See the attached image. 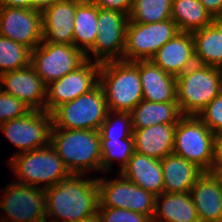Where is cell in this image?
<instances>
[{
  "label": "cell",
  "instance_id": "obj_1",
  "mask_svg": "<svg viewBox=\"0 0 222 222\" xmlns=\"http://www.w3.org/2000/svg\"><path fill=\"white\" fill-rule=\"evenodd\" d=\"M83 176L84 174H71L58 184L44 190L46 218L53 217L49 222H83L97 217L99 206L97 178L85 179Z\"/></svg>",
  "mask_w": 222,
  "mask_h": 222
},
{
  "label": "cell",
  "instance_id": "obj_2",
  "mask_svg": "<svg viewBox=\"0 0 222 222\" xmlns=\"http://www.w3.org/2000/svg\"><path fill=\"white\" fill-rule=\"evenodd\" d=\"M99 85L103 89L109 111L130 113L143 100L138 61L102 62Z\"/></svg>",
  "mask_w": 222,
  "mask_h": 222
},
{
  "label": "cell",
  "instance_id": "obj_3",
  "mask_svg": "<svg viewBox=\"0 0 222 222\" xmlns=\"http://www.w3.org/2000/svg\"><path fill=\"white\" fill-rule=\"evenodd\" d=\"M50 144L71 174L101 171L99 131L51 128Z\"/></svg>",
  "mask_w": 222,
  "mask_h": 222
},
{
  "label": "cell",
  "instance_id": "obj_4",
  "mask_svg": "<svg viewBox=\"0 0 222 222\" xmlns=\"http://www.w3.org/2000/svg\"><path fill=\"white\" fill-rule=\"evenodd\" d=\"M176 87L181 114L197 116L222 92V68L195 64L176 77Z\"/></svg>",
  "mask_w": 222,
  "mask_h": 222
},
{
  "label": "cell",
  "instance_id": "obj_5",
  "mask_svg": "<svg viewBox=\"0 0 222 222\" xmlns=\"http://www.w3.org/2000/svg\"><path fill=\"white\" fill-rule=\"evenodd\" d=\"M10 159L8 164L12 167L13 173L17 174L20 180L18 183L24 185L45 190L71 175L51 144L14 154Z\"/></svg>",
  "mask_w": 222,
  "mask_h": 222
},
{
  "label": "cell",
  "instance_id": "obj_6",
  "mask_svg": "<svg viewBox=\"0 0 222 222\" xmlns=\"http://www.w3.org/2000/svg\"><path fill=\"white\" fill-rule=\"evenodd\" d=\"M216 135L197 117L183 115L176 126L172 153L211 172Z\"/></svg>",
  "mask_w": 222,
  "mask_h": 222
},
{
  "label": "cell",
  "instance_id": "obj_7",
  "mask_svg": "<svg viewBox=\"0 0 222 222\" xmlns=\"http://www.w3.org/2000/svg\"><path fill=\"white\" fill-rule=\"evenodd\" d=\"M108 111L103 89L98 84L90 92L56 107L51 112L52 128L99 131Z\"/></svg>",
  "mask_w": 222,
  "mask_h": 222
},
{
  "label": "cell",
  "instance_id": "obj_8",
  "mask_svg": "<svg viewBox=\"0 0 222 222\" xmlns=\"http://www.w3.org/2000/svg\"><path fill=\"white\" fill-rule=\"evenodd\" d=\"M87 60L86 54L73 44L41 42L31 50V65L48 86Z\"/></svg>",
  "mask_w": 222,
  "mask_h": 222
},
{
  "label": "cell",
  "instance_id": "obj_9",
  "mask_svg": "<svg viewBox=\"0 0 222 222\" xmlns=\"http://www.w3.org/2000/svg\"><path fill=\"white\" fill-rule=\"evenodd\" d=\"M178 32L177 25L172 19L155 23L128 22L123 60H150Z\"/></svg>",
  "mask_w": 222,
  "mask_h": 222
},
{
  "label": "cell",
  "instance_id": "obj_10",
  "mask_svg": "<svg viewBox=\"0 0 222 222\" xmlns=\"http://www.w3.org/2000/svg\"><path fill=\"white\" fill-rule=\"evenodd\" d=\"M13 181L3 189L5 197L0 208L6 213L0 222H44L46 218V194L44 189Z\"/></svg>",
  "mask_w": 222,
  "mask_h": 222
},
{
  "label": "cell",
  "instance_id": "obj_11",
  "mask_svg": "<svg viewBox=\"0 0 222 222\" xmlns=\"http://www.w3.org/2000/svg\"><path fill=\"white\" fill-rule=\"evenodd\" d=\"M128 22L129 16L126 14L98 8V35L86 58L91 60L93 56L100 63L123 60Z\"/></svg>",
  "mask_w": 222,
  "mask_h": 222
},
{
  "label": "cell",
  "instance_id": "obj_12",
  "mask_svg": "<svg viewBox=\"0 0 222 222\" xmlns=\"http://www.w3.org/2000/svg\"><path fill=\"white\" fill-rule=\"evenodd\" d=\"M51 113L46 110H30L24 116L0 124L7 139L22 152L43 148L50 144Z\"/></svg>",
  "mask_w": 222,
  "mask_h": 222
},
{
  "label": "cell",
  "instance_id": "obj_13",
  "mask_svg": "<svg viewBox=\"0 0 222 222\" xmlns=\"http://www.w3.org/2000/svg\"><path fill=\"white\" fill-rule=\"evenodd\" d=\"M92 61L87 59L76 70L47 86L46 111L51 113L56 107L90 92L99 84L101 63Z\"/></svg>",
  "mask_w": 222,
  "mask_h": 222
},
{
  "label": "cell",
  "instance_id": "obj_14",
  "mask_svg": "<svg viewBox=\"0 0 222 222\" xmlns=\"http://www.w3.org/2000/svg\"><path fill=\"white\" fill-rule=\"evenodd\" d=\"M0 35L34 50L43 39L42 11L0 7Z\"/></svg>",
  "mask_w": 222,
  "mask_h": 222
},
{
  "label": "cell",
  "instance_id": "obj_15",
  "mask_svg": "<svg viewBox=\"0 0 222 222\" xmlns=\"http://www.w3.org/2000/svg\"><path fill=\"white\" fill-rule=\"evenodd\" d=\"M1 89L21 100L31 110H45L47 85L36 73L33 66L4 73L0 76ZM2 85L6 88L3 89Z\"/></svg>",
  "mask_w": 222,
  "mask_h": 222
},
{
  "label": "cell",
  "instance_id": "obj_16",
  "mask_svg": "<svg viewBox=\"0 0 222 222\" xmlns=\"http://www.w3.org/2000/svg\"><path fill=\"white\" fill-rule=\"evenodd\" d=\"M166 73L175 77L196 64L191 32H178L150 59Z\"/></svg>",
  "mask_w": 222,
  "mask_h": 222
},
{
  "label": "cell",
  "instance_id": "obj_17",
  "mask_svg": "<svg viewBox=\"0 0 222 222\" xmlns=\"http://www.w3.org/2000/svg\"><path fill=\"white\" fill-rule=\"evenodd\" d=\"M82 0H66L42 11V42L73 44L76 6Z\"/></svg>",
  "mask_w": 222,
  "mask_h": 222
},
{
  "label": "cell",
  "instance_id": "obj_18",
  "mask_svg": "<svg viewBox=\"0 0 222 222\" xmlns=\"http://www.w3.org/2000/svg\"><path fill=\"white\" fill-rule=\"evenodd\" d=\"M190 193L200 222H222V186L213 173L204 172Z\"/></svg>",
  "mask_w": 222,
  "mask_h": 222
},
{
  "label": "cell",
  "instance_id": "obj_19",
  "mask_svg": "<svg viewBox=\"0 0 222 222\" xmlns=\"http://www.w3.org/2000/svg\"><path fill=\"white\" fill-rule=\"evenodd\" d=\"M138 72L144 100L158 103L177 101L175 76L166 73L151 60L138 61Z\"/></svg>",
  "mask_w": 222,
  "mask_h": 222
},
{
  "label": "cell",
  "instance_id": "obj_20",
  "mask_svg": "<svg viewBox=\"0 0 222 222\" xmlns=\"http://www.w3.org/2000/svg\"><path fill=\"white\" fill-rule=\"evenodd\" d=\"M119 173L156 197L164 192L161 160L135 151L127 165Z\"/></svg>",
  "mask_w": 222,
  "mask_h": 222
},
{
  "label": "cell",
  "instance_id": "obj_21",
  "mask_svg": "<svg viewBox=\"0 0 222 222\" xmlns=\"http://www.w3.org/2000/svg\"><path fill=\"white\" fill-rule=\"evenodd\" d=\"M164 193L190 192L204 171L194 163L174 153L161 160Z\"/></svg>",
  "mask_w": 222,
  "mask_h": 222
},
{
  "label": "cell",
  "instance_id": "obj_22",
  "mask_svg": "<svg viewBox=\"0 0 222 222\" xmlns=\"http://www.w3.org/2000/svg\"><path fill=\"white\" fill-rule=\"evenodd\" d=\"M177 124H154L133 130L135 151L162 160L172 153Z\"/></svg>",
  "mask_w": 222,
  "mask_h": 222
},
{
  "label": "cell",
  "instance_id": "obj_23",
  "mask_svg": "<svg viewBox=\"0 0 222 222\" xmlns=\"http://www.w3.org/2000/svg\"><path fill=\"white\" fill-rule=\"evenodd\" d=\"M196 64L222 68V16L192 32Z\"/></svg>",
  "mask_w": 222,
  "mask_h": 222
},
{
  "label": "cell",
  "instance_id": "obj_24",
  "mask_svg": "<svg viewBox=\"0 0 222 222\" xmlns=\"http://www.w3.org/2000/svg\"><path fill=\"white\" fill-rule=\"evenodd\" d=\"M152 222H200L191 193H161Z\"/></svg>",
  "mask_w": 222,
  "mask_h": 222
},
{
  "label": "cell",
  "instance_id": "obj_25",
  "mask_svg": "<svg viewBox=\"0 0 222 222\" xmlns=\"http://www.w3.org/2000/svg\"><path fill=\"white\" fill-rule=\"evenodd\" d=\"M130 113L133 130L154 124H177L183 116L177 101L158 103L144 99Z\"/></svg>",
  "mask_w": 222,
  "mask_h": 222
},
{
  "label": "cell",
  "instance_id": "obj_26",
  "mask_svg": "<svg viewBox=\"0 0 222 222\" xmlns=\"http://www.w3.org/2000/svg\"><path fill=\"white\" fill-rule=\"evenodd\" d=\"M98 7L91 0H82L76 6L73 45L85 54L94 46L98 35Z\"/></svg>",
  "mask_w": 222,
  "mask_h": 222
},
{
  "label": "cell",
  "instance_id": "obj_27",
  "mask_svg": "<svg viewBox=\"0 0 222 222\" xmlns=\"http://www.w3.org/2000/svg\"><path fill=\"white\" fill-rule=\"evenodd\" d=\"M212 16L199 0H172L171 19L179 32H194L212 24Z\"/></svg>",
  "mask_w": 222,
  "mask_h": 222
},
{
  "label": "cell",
  "instance_id": "obj_28",
  "mask_svg": "<svg viewBox=\"0 0 222 222\" xmlns=\"http://www.w3.org/2000/svg\"><path fill=\"white\" fill-rule=\"evenodd\" d=\"M120 178L105 180L97 178L99 190V206L107 208H123L131 210L133 198V182L120 175Z\"/></svg>",
  "mask_w": 222,
  "mask_h": 222
},
{
  "label": "cell",
  "instance_id": "obj_29",
  "mask_svg": "<svg viewBox=\"0 0 222 222\" xmlns=\"http://www.w3.org/2000/svg\"><path fill=\"white\" fill-rule=\"evenodd\" d=\"M100 145L101 172L110 171L114 160L120 162V171H122L135 152L133 136L126 139H100Z\"/></svg>",
  "mask_w": 222,
  "mask_h": 222
},
{
  "label": "cell",
  "instance_id": "obj_30",
  "mask_svg": "<svg viewBox=\"0 0 222 222\" xmlns=\"http://www.w3.org/2000/svg\"><path fill=\"white\" fill-rule=\"evenodd\" d=\"M172 0H133L129 22L155 23L171 19Z\"/></svg>",
  "mask_w": 222,
  "mask_h": 222
},
{
  "label": "cell",
  "instance_id": "obj_31",
  "mask_svg": "<svg viewBox=\"0 0 222 222\" xmlns=\"http://www.w3.org/2000/svg\"><path fill=\"white\" fill-rule=\"evenodd\" d=\"M31 64V49L0 35V76Z\"/></svg>",
  "mask_w": 222,
  "mask_h": 222
},
{
  "label": "cell",
  "instance_id": "obj_32",
  "mask_svg": "<svg viewBox=\"0 0 222 222\" xmlns=\"http://www.w3.org/2000/svg\"><path fill=\"white\" fill-rule=\"evenodd\" d=\"M99 133L100 139H126L132 137L131 113L108 111L105 120L101 124Z\"/></svg>",
  "mask_w": 222,
  "mask_h": 222
},
{
  "label": "cell",
  "instance_id": "obj_33",
  "mask_svg": "<svg viewBox=\"0 0 222 222\" xmlns=\"http://www.w3.org/2000/svg\"><path fill=\"white\" fill-rule=\"evenodd\" d=\"M97 218L100 222H152L147 215L123 208L98 207Z\"/></svg>",
  "mask_w": 222,
  "mask_h": 222
},
{
  "label": "cell",
  "instance_id": "obj_34",
  "mask_svg": "<svg viewBox=\"0 0 222 222\" xmlns=\"http://www.w3.org/2000/svg\"><path fill=\"white\" fill-rule=\"evenodd\" d=\"M30 110L21 100L0 88V124L24 116Z\"/></svg>",
  "mask_w": 222,
  "mask_h": 222
},
{
  "label": "cell",
  "instance_id": "obj_35",
  "mask_svg": "<svg viewBox=\"0 0 222 222\" xmlns=\"http://www.w3.org/2000/svg\"><path fill=\"white\" fill-rule=\"evenodd\" d=\"M197 117L215 134L222 133V92Z\"/></svg>",
  "mask_w": 222,
  "mask_h": 222
},
{
  "label": "cell",
  "instance_id": "obj_36",
  "mask_svg": "<svg viewBox=\"0 0 222 222\" xmlns=\"http://www.w3.org/2000/svg\"><path fill=\"white\" fill-rule=\"evenodd\" d=\"M156 196L133 183L131 211L147 215L151 220L155 212Z\"/></svg>",
  "mask_w": 222,
  "mask_h": 222
},
{
  "label": "cell",
  "instance_id": "obj_37",
  "mask_svg": "<svg viewBox=\"0 0 222 222\" xmlns=\"http://www.w3.org/2000/svg\"><path fill=\"white\" fill-rule=\"evenodd\" d=\"M98 8L106 10H115L130 15L133 0H91Z\"/></svg>",
  "mask_w": 222,
  "mask_h": 222
},
{
  "label": "cell",
  "instance_id": "obj_38",
  "mask_svg": "<svg viewBox=\"0 0 222 222\" xmlns=\"http://www.w3.org/2000/svg\"><path fill=\"white\" fill-rule=\"evenodd\" d=\"M212 17L222 16V0H199Z\"/></svg>",
  "mask_w": 222,
  "mask_h": 222
},
{
  "label": "cell",
  "instance_id": "obj_39",
  "mask_svg": "<svg viewBox=\"0 0 222 222\" xmlns=\"http://www.w3.org/2000/svg\"><path fill=\"white\" fill-rule=\"evenodd\" d=\"M212 168H222V133L215 137L214 161Z\"/></svg>",
  "mask_w": 222,
  "mask_h": 222
},
{
  "label": "cell",
  "instance_id": "obj_40",
  "mask_svg": "<svg viewBox=\"0 0 222 222\" xmlns=\"http://www.w3.org/2000/svg\"><path fill=\"white\" fill-rule=\"evenodd\" d=\"M0 7H18L31 9V0H0Z\"/></svg>",
  "mask_w": 222,
  "mask_h": 222
},
{
  "label": "cell",
  "instance_id": "obj_41",
  "mask_svg": "<svg viewBox=\"0 0 222 222\" xmlns=\"http://www.w3.org/2000/svg\"><path fill=\"white\" fill-rule=\"evenodd\" d=\"M63 1L66 0H31V9L43 11L47 7Z\"/></svg>",
  "mask_w": 222,
  "mask_h": 222
},
{
  "label": "cell",
  "instance_id": "obj_42",
  "mask_svg": "<svg viewBox=\"0 0 222 222\" xmlns=\"http://www.w3.org/2000/svg\"><path fill=\"white\" fill-rule=\"evenodd\" d=\"M211 173L215 175V177L220 181L222 186V168H212Z\"/></svg>",
  "mask_w": 222,
  "mask_h": 222
},
{
  "label": "cell",
  "instance_id": "obj_43",
  "mask_svg": "<svg viewBox=\"0 0 222 222\" xmlns=\"http://www.w3.org/2000/svg\"><path fill=\"white\" fill-rule=\"evenodd\" d=\"M83 222H100V221L98 220L97 217H94V218H92V219H89V220L83 221Z\"/></svg>",
  "mask_w": 222,
  "mask_h": 222
}]
</instances>
